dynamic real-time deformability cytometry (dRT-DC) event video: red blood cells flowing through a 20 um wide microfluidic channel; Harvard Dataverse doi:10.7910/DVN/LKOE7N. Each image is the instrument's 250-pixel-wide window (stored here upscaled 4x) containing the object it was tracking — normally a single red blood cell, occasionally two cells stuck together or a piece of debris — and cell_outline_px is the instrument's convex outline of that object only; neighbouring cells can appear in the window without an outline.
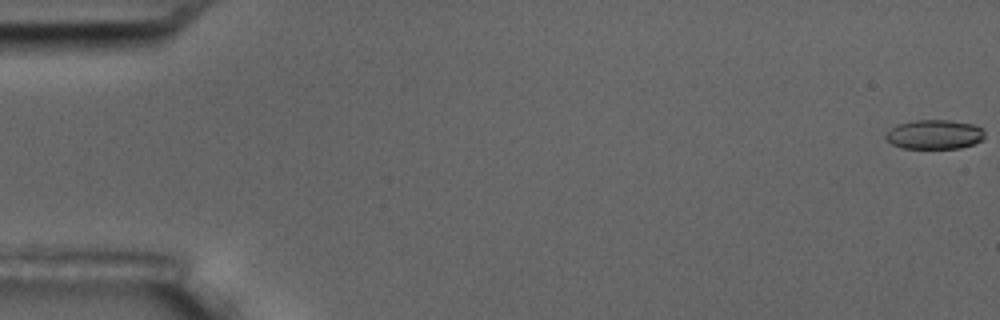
{"species": "common noctule bat (a hibernating species)", "species_latin": "Nyctalus noctula", "temperature_condition": "room temperature", "stored_images_in_passage": 17, "camera_frame_rate_fps": 3000, "um_per_image_px": 0.085, "animal": {"sex": "male", "body_mass_g": 17.5, "forearm_length_mm": 52.3}, "frame": {"image": 1, "passage_image": 1, "time_ms": 0.0, "image_size_px": [1000, 320], "cell_outline_px": [[984, 140], [960, 148], [904, 148], [892, 144], [884, 136], [896, 124], [916, 120], [952, 120], [972, 124], [984, 128]], "centroid_in_image_um": [79.47, 11.42], "position_along_channel_um": 5.5, "area_um2": 16.94}}
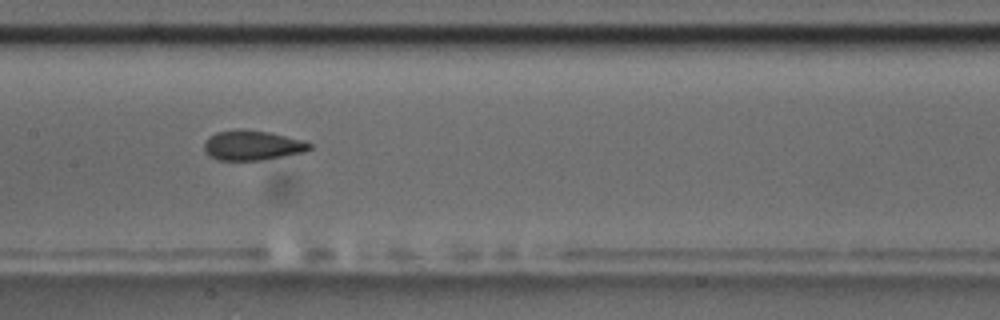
{"frame": {"image": 2, "passage_image": 9, "time_ms": 9.333, "image_size_px": [1000, 320], "cell_outline_px": [[312, 148], [304, 152], [260, 160], [220, 160], [212, 156], [204, 148], [204, 140], [208, 136], [216, 132], [240, 128], [268, 132], [300, 140], [312, 144]], "centroid_in_image_um": [21.42, 12.34], "position_along_channel_um": 186.0, "area_um2": 18.09}}
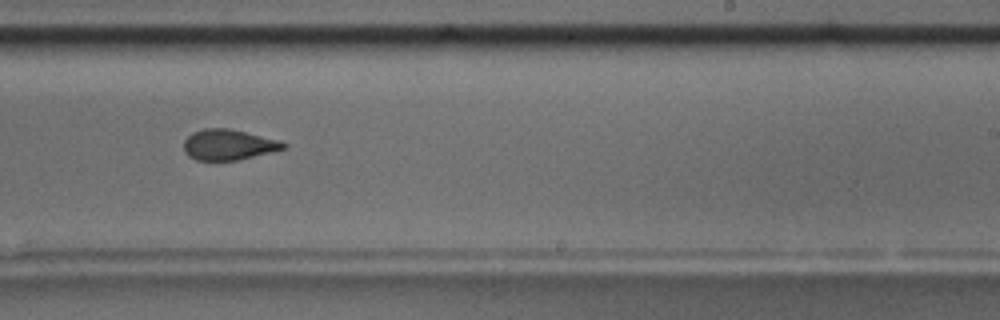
{"frame": {"image": 3, "passage_image": 11, "time_ms": 11.667, "image_size_px": [1000, 320], "cell_outline_px": [[288, 148], [272, 152], [236, 160], [196, 160], [188, 156], [184, 152], [184, 140], [192, 132], [204, 128], [228, 128], [276, 140], [288, 144]], "centroid_in_image_um": [19.39, 12.3], "position_along_channel_um": 269.6, "area_um2": 17.63}, "authors_computed_cell_mechanics": {"area_um2": 18.0914, "velocity_mm_per_s": 3.6008, "shape_relaxation_time_tau1_ms": 8.3459, "shape_relaxation_time_tau2_ms": 2.6094, "deformation_change_tau1": 0.1383, "deformation_change_tau2": 0.0527}}